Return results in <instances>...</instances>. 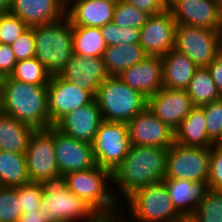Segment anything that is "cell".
Segmentation results:
<instances>
[{"instance_id": "cell-1", "label": "cell", "mask_w": 222, "mask_h": 222, "mask_svg": "<svg viewBox=\"0 0 222 222\" xmlns=\"http://www.w3.org/2000/svg\"><path fill=\"white\" fill-rule=\"evenodd\" d=\"M167 157V148L131 145L125 159L112 172V189L117 201L121 204L139 188L163 181Z\"/></svg>"}, {"instance_id": "cell-2", "label": "cell", "mask_w": 222, "mask_h": 222, "mask_svg": "<svg viewBox=\"0 0 222 222\" xmlns=\"http://www.w3.org/2000/svg\"><path fill=\"white\" fill-rule=\"evenodd\" d=\"M0 111L35 130L53 126L49 121L47 86L4 77L0 84Z\"/></svg>"}, {"instance_id": "cell-3", "label": "cell", "mask_w": 222, "mask_h": 222, "mask_svg": "<svg viewBox=\"0 0 222 222\" xmlns=\"http://www.w3.org/2000/svg\"><path fill=\"white\" fill-rule=\"evenodd\" d=\"M68 189L90 204L107 222H117L120 203L112 189V172L96 165L66 175Z\"/></svg>"}, {"instance_id": "cell-4", "label": "cell", "mask_w": 222, "mask_h": 222, "mask_svg": "<svg viewBox=\"0 0 222 222\" xmlns=\"http://www.w3.org/2000/svg\"><path fill=\"white\" fill-rule=\"evenodd\" d=\"M120 205L117 222H176L181 217L173 206L164 181L139 188Z\"/></svg>"}, {"instance_id": "cell-5", "label": "cell", "mask_w": 222, "mask_h": 222, "mask_svg": "<svg viewBox=\"0 0 222 222\" xmlns=\"http://www.w3.org/2000/svg\"><path fill=\"white\" fill-rule=\"evenodd\" d=\"M42 184L40 206L58 222H107L90 204L68 189L66 175L50 177Z\"/></svg>"}, {"instance_id": "cell-6", "label": "cell", "mask_w": 222, "mask_h": 222, "mask_svg": "<svg viewBox=\"0 0 222 222\" xmlns=\"http://www.w3.org/2000/svg\"><path fill=\"white\" fill-rule=\"evenodd\" d=\"M32 28L36 45L35 58L51 75L59 74L74 54L72 24L68 17Z\"/></svg>"}, {"instance_id": "cell-7", "label": "cell", "mask_w": 222, "mask_h": 222, "mask_svg": "<svg viewBox=\"0 0 222 222\" xmlns=\"http://www.w3.org/2000/svg\"><path fill=\"white\" fill-rule=\"evenodd\" d=\"M95 100L102 119L128 123L147 108V97L124 83L118 76H109L98 88Z\"/></svg>"}, {"instance_id": "cell-8", "label": "cell", "mask_w": 222, "mask_h": 222, "mask_svg": "<svg viewBox=\"0 0 222 222\" xmlns=\"http://www.w3.org/2000/svg\"><path fill=\"white\" fill-rule=\"evenodd\" d=\"M130 147L127 123L103 120L92 142L96 165L113 172L125 159Z\"/></svg>"}, {"instance_id": "cell-9", "label": "cell", "mask_w": 222, "mask_h": 222, "mask_svg": "<svg viewBox=\"0 0 222 222\" xmlns=\"http://www.w3.org/2000/svg\"><path fill=\"white\" fill-rule=\"evenodd\" d=\"M174 49L207 67L220 54L218 30L176 24Z\"/></svg>"}, {"instance_id": "cell-10", "label": "cell", "mask_w": 222, "mask_h": 222, "mask_svg": "<svg viewBox=\"0 0 222 222\" xmlns=\"http://www.w3.org/2000/svg\"><path fill=\"white\" fill-rule=\"evenodd\" d=\"M210 166V148L187 147L174 143L168 148L164 179L207 181Z\"/></svg>"}, {"instance_id": "cell-11", "label": "cell", "mask_w": 222, "mask_h": 222, "mask_svg": "<svg viewBox=\"0 0 222 222\" xmlns=\"http://www.w3.org/2000/svg\"><path fill=\"white\" fill-rule=\"evenodd\" d=\"M27 173L31 182L43 183L60 174L55 155L53 134L48 129H37L30 136L25 151Z\"/></svg>"}, {"instance_id": "cell-12", "label": "cell", "mask_w": 222, "mask_h": 222, "mask_svg": "<svg viewBox=\"0 0 222 222\" xmlns=\"http://www.w3.org/2000/svg\"><path fill=\"white\" fill-rule=\"evenodd\" d=\"M49 121L54 125L69 112L91 103L95 97L63 79L59 74L51 75L47 85Z\"/></svg>"}, {"instance_id": "cell-13", "label": "cell", "mask_w": 222, "mask_h": 222, "mask_svg": "<svg viewBox=\"0 0 222 222\" xmlns=\"http://www.w3.org/2000/svg\"><path fill=\"white\" fill-rule=\"evenodd\" d=\"M176 24L218 30L222 19L220 0H168Z\"/></svg>"}, {"instance_id": "cell-14", "label": "cell", "mask_w": 222, "mask_h": 222, "mask_svg": "<svg viewBox=\"0 0 222 222\" xmlns=\"http://www.w3.org/2000/svg\"><path fill=\"white\" fill-rule=\"evenodd\" d=\"M48 130L53 134L55 155L60 174L90 169L96 166L92 144L79 141L60 132L54 126Z\"/></svg>"}, {"instance_id": "cell-15", "label": "cell", "mask_w": 222, "mask_h": 222, "mask_svg": "<svg viewBox=\"0 0 222 222\" xmlns=\"http://www.w3.org/2000/svg\"><path fill=\"white\" fill-rule=\"evenodd\" d=\"M127 126L131 145L168 149L175 143V131L148 108L132 118Z\"/></svg>"}, {"instance_id": "cell-16", "label": "cell", "mask_w": 222, "mask_h": 222, "mask_svg": "<svg viewBox=\"0 0 222 222\" xmlns=\"http://www.w3.org/2000/svg\"><path fill=\"white\" fill-rule=\"evenodd\" d=\"M176 22L169 9L150 15L140 28L139 44L149 56H163L174 49Z\"/></svg>"}, {"instance_id": "cell-17", "label": "cell", "mask_w": 222, "mask_h": 222, "mask_svg": "<svg viewBox=\"0 0 222 222\" xmlns=\"http://www.w3.org/2000/svg\"><path fill=\"white\" fill-rule=\"evenodd\" d=\"M193 104L186 90L162 87L147 98V108L174 131L189 115Z\"/></svg>"}, {"instance_id": "cell-18", "label": "cell", "mask_w": 222, "mask_h": 222, "mask_svg": "<svg viewBox=\"0 0 222 222\" xmlns=\"http://www.w3.org/2000/svg\"><path fill=\"white\" fill-rule=\"evenodd\" d=\"M59 75L89 91L94 97L99 86L109 77L102 57H83L76 54L72 55Z\"/></svg>"}, {"instance_id": "cell-19", "label": "cell", "mask_w": 222, "mask_h": 222, "mask_svg": "<svg viewBox=\"0 0 222 222\" xmlns=\"http://www.w3.org/2000/svg\"><path fill=\"white\" fill-rule=\"evenodd\" d=\"M102 121L101 111L94 99L91 103L67 113L53 126L65 135L92 144Z\"/></svg>"}, {"instance_id": "cell-20", "label": "cell", "mask_w": 222, "mask_h": 222, "mask_svg": "<svg viewBox=\"0 0 222 222\" xmlns=\"http://www.w3.org/2000/svg\"><path fill=\"white\" fill-rule=\"evenodd\" d=\"M116 3L103 0H66V16L72 26L100 28L113 21Z\"/></svg>"}, {"instance_id": "cell-21", "label": "cell", "mask_w": 222, "mask_h": 222, "mask_svg": "<svg viewBox=\"0 0 222 222\" xmlns=\"http://www.w3.org/2000/svg\"><path fill=\"white\" fill-rule=\"evenodd\" d=\"M9 12L29 27L48 24L66 16V0H11Z\"/></svg>"}, {"instance_id": "cell-22", "label": "cell", "mask_w": 222, "mask_h": 222, "mask_svg": "<svg viewBox=\"0 0 222 222\" xmlns=\"http://www.w3.org/2000/svg\"><path fill=\"white\" fill-rule=\"evenodd\" d=\"M118 77L148 98L163 87L161 56L147 55L141 62L125 69Z\"/></svg>"}, {"instance_id": "cell-23", "label": "cell", "mask_w": 222, "mask_h": 222, "mask_svg": "<svg viewBox=\"0 0 222 222\" xmlns=\"http://www.w3.org/2000/svg\"><path fill=\"white\" fill-rule=\"evenodd\" d=\"M175 210L181 216H193L209 190L207 181L163 179Z\"/></svg>"}, {"instance_id": "cell-24", "label": "cell", "mask_w": 222, "mask_h": 222, "mask_svg": "<svg viewBox=\"0 0 222 222\" xmlns=\"http://www.w3.org/2000/svg\"><path fill=\"white\" fill-rule=\"evenodd\" d=\"M161 59L163 87L186 90L199 67L175 49L161 56Z\"/></svg>"}, {"instance_id": "cell-25", "label": "cell", "mask_w": 222, "mask_h": 222, "mask_svg": "<svg viewBox=\"0 0 222 222\" xmlns=\"http://www.w3.org/2000/svg\"><path fill=\"white\" fill-rule=\"evenodd\" d=\"M175 143L196 148H211L215 144L208 136L201 106H194L175 130Z\"/></svg>"}, {"instance_id": "cell-26", "label": "cell", "mask_w": 222, "mask_h": 222, "mask_svg": "<svg viewBox=\"0 0 222 222\" xmlns=\"http://www.w3.org/2000/svg\"><path fill=\"white\" fill-rule=\"evenodd\" d=\"M35 129L0 111V151L25 153Z\"/></svg>"}, {"instance_id": "cell-27", "label": "cell", "mask_w": 222, "mask_h": 222, "mask_svg": "<svg viewBox=\"0 0 222 222\" xmlns=\"http://www.w3.org/2000/svg\"><path fill=\"white\" fill-rule=\"evenodd\" d=\"M145 57L147 54L139 43L111 45L102 55L109 76H118Z\"/></svg>"}, {"instance_id": "cell-28", "label": "cell", "mask_w": 222, "mask_h": 222, "mask_svg": "<svg viewBox=\"0 0 222 222\" xmlns=\"http://www.w3.org/2000/svg\"><path fill=\"white\" fill-rule=\"evenodd\" d=\"M28 182L25 153L0 151V186L16 188Z\"/></svg>"}, {"instance_id": "cell-29", "label": "cell", "mask_w": 222, "mask_h": 222, "mask_svg": "<svg viewBox=\"0 0 222 222\" xmlns=\"http://www.w3.org/2000/svg\"><path fill=\"white\" fill-rule=\"evenodd\" d=\"M72 31L74 54L102 57L107 45L99 27L72 26Z\"/></svg>"}, {"instance_id": "cell-30", "label": "cell", "mask_w": 222, "mask_h": 222, "mask_svg": "<svg viewBox=\"0 0 222 222\" xmlns=\"http://www.w3.org/2000/svg\"><path fill=\"white\" fill-rule=\"evenodd\" d=\"M193 106H202L222 98L207 67H199L186 89Z\"/></svg>"}, {"instance_id": "cell-31", "label": "cell", "mask_w": 222, "mask_h": 222, "mask_svg": "<svg viewBox=\"0 0 222 222\" xmlns=\"http://www.w3.org/2000/svg\"><path fill=\"white\" fill-rule=\"evenodd\" d=\"M9 76L21 82L47 86L51 74L35 57H32L17 61Z\"/></svg>"}, {"instance_id": "cell-32", "label": "cell", "mask_w": 222, "mask_h": 222, "mask_svg": "<svg viewBox=\"0 0 222 222\" xmlns=\"http://www.w3.org/2000/svg\"><path fill=\"white\" fill-rule=\"evenodd\" d=\"M193 217L198 222H222V190L209 189Z\"/></svg>"}, {"instance_id": "cell-33", "label": "cell", "mask_w": 222, "mask_h": 222, "mask_svg": "<svg viewBox=\"0 0 222 222\" xmlns=\"http://www.w3.org/2000/svg\"><path fill=\"white\" fill-rule=\"evenodd\" d=\"M149 14L133 5L119 0L115 4L113 23L121 27L141 28L149 18Z\"/></svg>"}, {"instance_id": "cell-34", "label": "cell", "mask_w": 222, "mask_h": 222, "mask_svg": "<svg viewBox=\"0 0 222 222\" xmlns=\"http://www.w3.org/2000/svg\"><path fill=\"white\" fill-rule=\"evenodd\" d=\"M100 30L107 47L111 45L139 43V28L121 27L111 22L100 27Z\"/></svg>"}, {"instance_id": "cell-35", "label": "cell", "mask_w": 222, "mask_h": 222, "mask_svg": "<svg viewBox=\"0 0 222 222\" xmlns=\"http://www.w3.org/2000/svg\"><path fill=\"white\" fill-rule=\"evenodd\" d=\"M21 215L18 187L0 186V222H18Z\"/></svg>"}, {"instance_id": "cell-36", "label": "cell", "mask_w": 222, "mask_h": 222, "mask_svg": "<svg viewBox=\"0 0 222 222\" xmlns=\"http://www.w3.org/2000/svg\"><path fill=\"white\" fill-rule=\"evenodd\" d=\"M201 107L204 110L209 138L214 143L222 144V98Z\"/></svg>"}, {"instance_id": "cell-37", "label": "cell", "mask_w": 222, "mask_h": 222, "mask_svg": "<svg viewBox=\"0 0 222 222\" xmlns=\"http://www.w3.org/2000/svg\"><path fill=\"white\" fill-rule=\"evenodd\" d=\"M29 26L16 15L8 12L1 14L0 43L11 45Z\"/></svg>"}, {"instance_id": "cell-38", "label": "cell", "mask_w": 222, "mask_h": 222, "mask_svg": "<svg viewBox=\"0 0 222 222\" xmlns=\"http://www.w3.org/2000/svg\"><path fill=\"white\" fill-rule=\"evenodd\" d=\"M18 197L22 214L26 211H37L43 199V184L30 181L19 186Z\"/></svg>"}, {"instance_id": "cell-39", "label": "cell", "mask_w": 222, "mask_h": 222, "mask_svg": "<svg viewBox=\"0 0 222 222\" xmlns=\"http://www.w3.org/2000/svg\"><path fill=\"white\" fill-rule=\"evenodd\" d=\"M208 187L212 190H222V144L215 143L210 148V166Z\"/></svg>"}, {"instance_id": "cell-40", "label": "cell", "mask_w": 222, "mask_h": 222, "mask_svg": "<svg viewBox=\"0 0 222 222\" xmlns=\"http://www.w3.org/2000/svg\"><path fill=\"white\" fill-rule=\"evenodd\" d=\"M17 61L35 57V38L32 27H29L19 38L11 44Z\"/></svg>"}, {"instance_id": "cell-41", "label": "cell", "mask_w": 222, "mask_h": 222, "mask_svg": "<svg viewBox=\"0 0 222 222\" xmlns=\"http://www.w3.org/2000/svg\"><path fill=\"white\" fill-rule=\"evenodd\" d=\"M149 15L159 14L168 9V0H122Z\"/></svg>"}, {"instance_id": "cell-42", "label": "cell", "mask_w": 222, "mask_h": 222, "mask_svg": "<svg viewBox=\"0 0 222 222\" xmlns=\"http://www.w3.org/2000/svg\"><path fill=\"white\" fill-rule=\"evenodd\" d=\"M17 62L11 45L0 43V74L3 77L9 76Z\"/></svg>"}, {"instance_id": "cell-43", "label": "cell", "mask_w": 222, "mask_h": 222, "mask_svg": "<svg viewBox=\"0 0 222 222\" xmlns=\"http://www.w3.org/2000/svg\"><path fill=\"white\" fill-rule=\"evenodd\" d=\"M18 222H58L54 217L50 216L41 206L37 211H26L23 213Z\"/></svg>"}, {"instance_id": "cell-44", "label": "cell", "mask_w": 222, "mask_h": 222, "mask_svg": "<svg viewBox=\"0 0 222 222\" xmlns=\"http://www.w3.org/2000/svg\"><path fill=\"white\" fill-rule=\"evenodd\" d=\"M211 77L222 96V54H219L208 66Z\"/></svg>"}, {"instance_id": "cell-45", "label": "cell", "mask_w": 222, "mask_h": 222, "mask_svg": "<svg viewBox=\"0 0 222 222\" xmlns=\"http://www.w3.org/2000/svg\"><path fill=\"white\" fill-rule=\"evenodd\" d=\"M11 7V0H0V14L8 13Z\"/></svg>"}, {"instance_id": "cell-46", "label": "cell", "mask_w": 222, "mask_h": 222, "mask_svg": "<svg viewBox=\"0 0 222 222\" xmlns=\"http://www.w3.org/2000/svg\"><path fill=\"white\" fill-rule=\"evenodd\" d=\"M176 222H198L193 216H181Z\"/></svg>"}, {"instance_id": "cell-47", "label": "cell", "mask_w": 222, "mask_h": 222, "mask_svg": "<svg viewBox=\"0 0 222 222\" xmlns=\"http://www.w3.org/2000/svg\"><path fill=\"white\" fill-rule=\"evenodd\" d=\"M218 36H219V52L222 54V19L218 29Z\"/></svg>"}, {"instance_id": "cell-48", "label": "cell", "mask_w": 222, "mask_h": 222, "mask_svg": "<svg viewBox=\"0 0 222 222\" xmlns=\"http://www.w3.org/2000/svg\"><path fill=\"white\" fill-rule=\"evenodd\" d=\"M103 1H107V2H118L119 0H103Z\"/></svg>"}, {"instance_id": "cell-49", "label": "cell", "mask_w": 222, "mask_h": 222, "mask_svg": "<svg viewBox=\"0 0 222 222\" xmlns=\"http://www.w3.org/2000/svg\"><path fill=\"white\" fill-rule=\"evenodd\" d=\"M3 76L0 74V84H1V82H2V80H3Z\"/></svg>"}]
</instances>
